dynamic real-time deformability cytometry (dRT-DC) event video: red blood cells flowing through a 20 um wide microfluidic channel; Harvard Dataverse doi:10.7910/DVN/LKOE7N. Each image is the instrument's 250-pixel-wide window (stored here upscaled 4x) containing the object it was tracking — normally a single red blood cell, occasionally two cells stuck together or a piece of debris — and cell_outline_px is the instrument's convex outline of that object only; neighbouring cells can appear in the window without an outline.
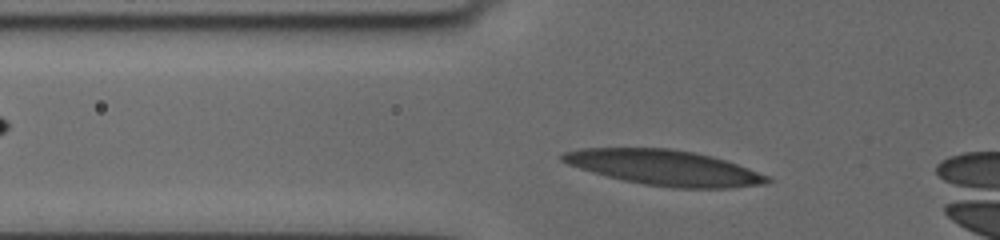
{"species": "human", "species_latin": "Homo sapiens", "temperature_condition": "cold", "stored_images_in_passage": 33, "camera_frame_rate_fps": 3000, "um_per_image_px": 0.085, "donor": {"sex": "female"}, "frame": {"image": 1, "passage_image": 3, "time_ms": 0.667, "image_size_px": [1000, 240], "cell_outline_px": [[772, 180], [760, 184], [728, 188], [676, 188], [644, 184], [624, 180], [592, 172], [568, 164], [560, 160], [560, 156], [564, 152], [584, 148], [672, 148], [712, 156], [748, 168], [768, 176]], "centroid_in_image_um": [56.44, 14.24], "position_along_channel_um": 69.4, "area_um2": 41.62}}
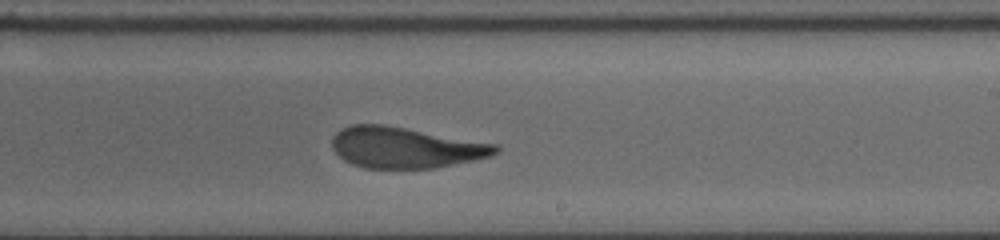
{"frame": {"image": 2, "passage_image": 19, "time_ms": 6.0, "image_size_px": [1000, 240], "cell_outline_px": [[500, 148], [492, 156], [432, 168], [364, 168], [352, 164], [344, 160], [332, 148], [332, 136], [336, 132], [352, 124], [384, 124], [496, 144]], "centroid_in_image_um": [34.42, 12.54], "position_along_channel_um": 254.6, "area_um2": 38.67}}
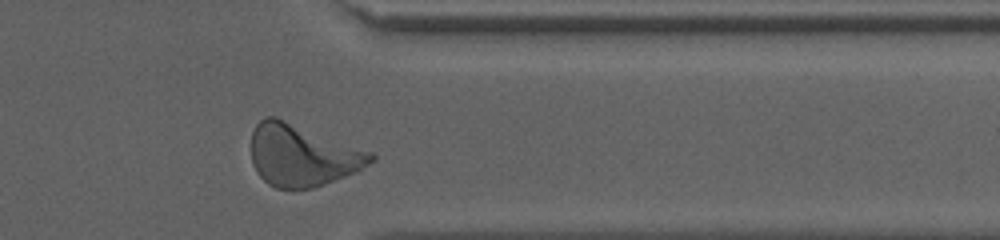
{"frame": {"image": 3, "passage_image": 30, "time_ms": 9.667, "image_size_px": [1000, 240], "cell_outline_px": [[376, 160], [356, 172], [316, 188], [276, 188], [268, 184], [256, 172], [252, 164], [252, 132], [256, 124], [264, 116], [276, 116], [372, 152], [376, 156]], "centroid_in_image_um": [25.7, 13.2], "position_along_channel_um": 385.7, "area_um2": 43.29}, "authors_computed_cell_mechanics": {"area_um2": 39.9398, "velocity_mm_per_s": 3.6179, "shape_relaxation_time_tau1_ms": 5.7082, "shape_relaxation_time_tau2_ms": 1.6172, "deformation_change_tau1": 0.2024, "deformation_change_tau2": 0.0929}}